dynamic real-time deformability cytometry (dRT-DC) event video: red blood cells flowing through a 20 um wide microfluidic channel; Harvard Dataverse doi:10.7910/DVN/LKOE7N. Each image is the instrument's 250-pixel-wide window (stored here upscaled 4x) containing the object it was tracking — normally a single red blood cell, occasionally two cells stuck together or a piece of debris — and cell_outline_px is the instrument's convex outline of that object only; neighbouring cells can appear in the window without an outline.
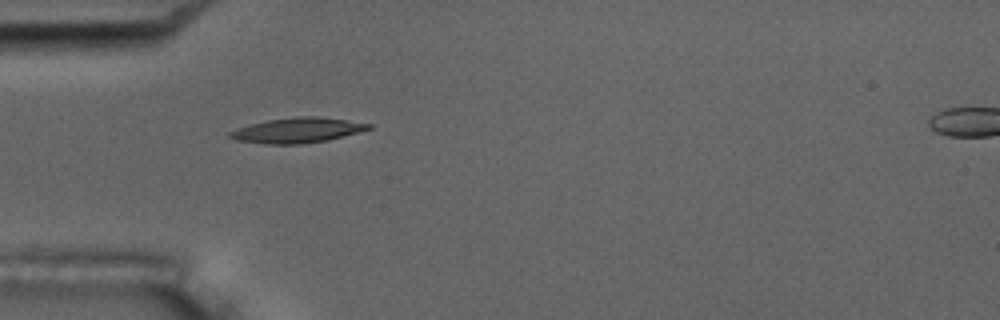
{"species": "common noctule bat (a hibernating species)", "species_latin": "Nyctalus noctula", "temperature_condition": "room temperature", "stored_images_in_passage": 7, "camera_frame_rate_fps": 3000, "um_per_image_px": 0.085, "animal": {"sex": "male", "body_mass_g": 17.5, "forearm_length_mm": 52.3}, "frame": {"image": 1, "passage_image": 6, "time_ms": 5.667, "image_size_px": [1000, 320], "cell_outline_px": [[372, 128], [328, 140], [300, 144], [268, 144], [236, 140], [228, 136], [228, 132], [248, 124], [268, 120], [296, 116], [316, 116], [372, 124]], "centroid_in_image_um": [25.24, 11.07], "position_along_channel_um": 59.8, "area_um2": 20.11}}